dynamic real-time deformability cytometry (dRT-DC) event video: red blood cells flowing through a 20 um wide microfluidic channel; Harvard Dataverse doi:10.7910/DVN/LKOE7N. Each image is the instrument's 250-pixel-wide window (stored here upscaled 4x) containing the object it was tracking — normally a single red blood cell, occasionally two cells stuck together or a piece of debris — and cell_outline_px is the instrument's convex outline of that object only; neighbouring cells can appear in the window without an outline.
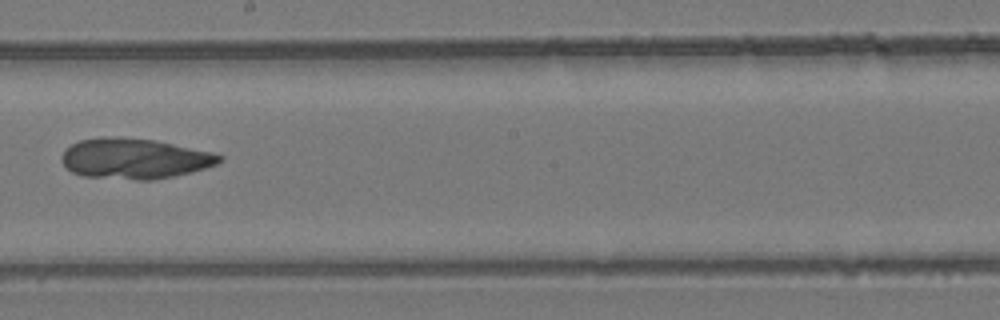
{"species": "common noctule bat (a hibernating species)", "species_latin": "Nyctalus noctula", "temperature_condition": "room temperature", "stored_images_in_passage": 7, "camera_frame_rate_fps": 3000, "um_per_image_px": 0.085, "animal": {"sex": "female", "body_mass_g": 24.6, "forearm_length_mm": 56.2}, "frame": {"image": 1, "passage_image": 7, "time_ms": 7.667, "image_size_px": [1000, 320], "cell_outline_px": [[224, 160], [216, 164], [192, 172], [156, 180], [136, 180], [84, 176], [72, 172], [64, 164], [64, 152], [72, 144], [80, 140], [100, 136], [116, 136], [156, 140], [216, 152], [224, 156]], "centroid_in_image_um": [11.52, 13.47], "position_along_channel_um": 236.7, "area_um2": 37.45}}